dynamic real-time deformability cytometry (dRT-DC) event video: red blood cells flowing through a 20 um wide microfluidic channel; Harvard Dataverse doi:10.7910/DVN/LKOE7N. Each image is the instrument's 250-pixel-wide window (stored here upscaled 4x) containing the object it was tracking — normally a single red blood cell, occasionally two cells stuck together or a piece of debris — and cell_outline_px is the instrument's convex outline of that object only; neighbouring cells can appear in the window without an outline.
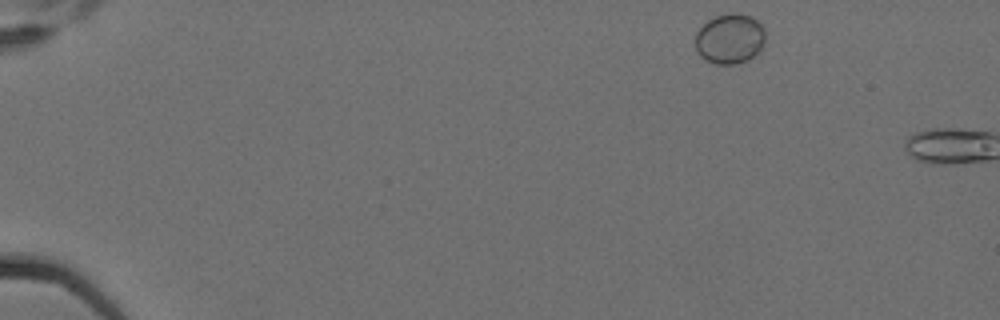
{"species": "Egyptian fruit bat (a non-hibernating species)", "species_latin": "Rousettus aegyptiacus", "temperature_condition": "cold", "stored_images_in_passage": 2, "camera_frame_rate_fps": 3000, "um_per_image_px": 0.085, "animal": {"sex": "female"}, "frame": {"image": 1, "passage_image": 1, "time_ms": 0.0, "image_size_px": [1000, 320], "cell_outline_px": [[764, 44], [748, 60], [736, 64], [716, 64], [700, 56], [696, 52], [696, 32], [708, 20], [716, 16], [748, 16], [756, 20], [764, 28]], "centroid_in_image_um": [62.01, 3.35], "position_along_channel_um": 23.0, "area_um2": 19.71}}